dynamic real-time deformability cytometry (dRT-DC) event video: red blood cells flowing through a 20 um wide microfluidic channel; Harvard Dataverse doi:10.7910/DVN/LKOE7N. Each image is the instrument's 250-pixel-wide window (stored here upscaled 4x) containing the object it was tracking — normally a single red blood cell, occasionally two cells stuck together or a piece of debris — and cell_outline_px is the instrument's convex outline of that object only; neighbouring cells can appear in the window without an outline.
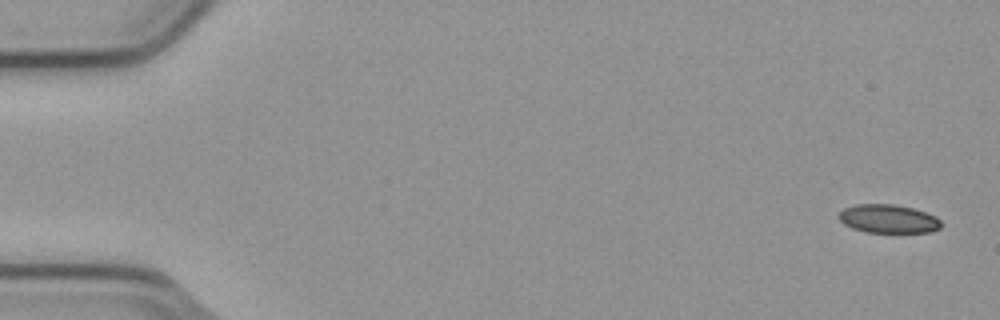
{"species": "common noctule bat (a hibernating species)", "species_latin": "Nyctalus noctula", "temperature_condition": "cold", "stored_images_in_passage": 5, "camera_frame_rate_fps": 3000, "um_per_image_px": 0.085, "animal": {"sex": "male", "body_mass_g": 23.1, "forearm_length_mm": 52.7}, "frame": {"image": 1, "passage_image": 1, "time_ms": 0.0, "image_size_px": [1000, 320], "cell_outline_px": [[944, 224], [940, 228], [932, 232], [864, 232], [852, 228], [844, 224], [836, 216], [844, 208], [856, 204], [892, 204], [912, 208], [936, 216]], "centroid_in_image_um": [75.51, 18.6], "position_along_channel_um": 9.5, "area_um2": 17.11}}